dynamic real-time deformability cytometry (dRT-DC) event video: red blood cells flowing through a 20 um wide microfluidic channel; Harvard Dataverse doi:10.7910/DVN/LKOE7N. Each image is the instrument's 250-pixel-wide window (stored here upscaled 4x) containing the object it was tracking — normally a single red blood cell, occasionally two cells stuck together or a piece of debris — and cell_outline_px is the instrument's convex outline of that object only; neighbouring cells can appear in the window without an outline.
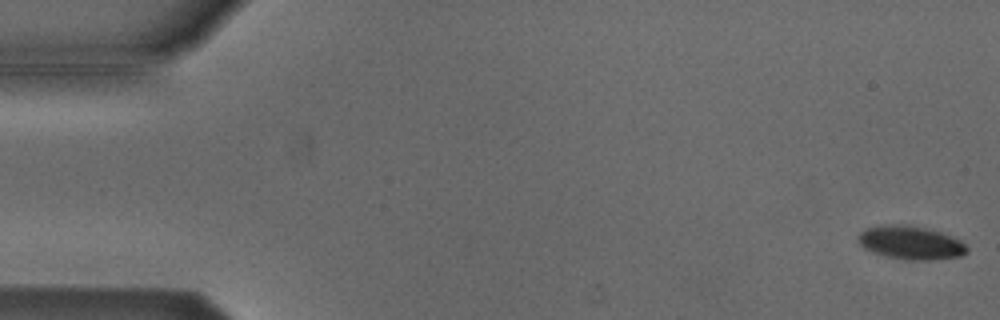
{"species": "Egyptian fruit bat (a non-hibernating species)", "species_latin": "Rousettus aegyptiacus", "temperature_condition": "cold", "stored_images_in_passage": 54, "camera_frame_rate_fps": 3000, "um_per_image_px": 0.085, "animal": {"sex": "male"}, "frame": {"image": 1, "passage_image": 1, "time_ms": 0.0, "image_size_px": [1000, 320], "cell_outline_px": [[968, 252], [960, 256], [928, 260], [908, 260], [888, 256], [872, 252], [864, 248], [860, 244], [856, 236], [864, 228], [884, 224], [908, 224], [928, 228], [952, 236], [960, 240], [968, 248]], "centroid_in_image_um": [77.38, 20.6], "position_along_channel_um": 7.6, "area_um2": 21.39}}
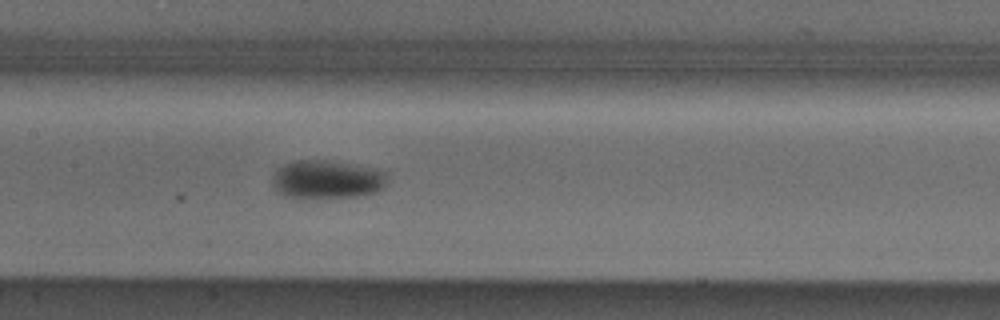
{"frame": {"image": 2, "passage_image": 26, "time_ms": 8.333, "image_size_px": [1000, 320], "cell_outline_px": [[388, 176], [384, 188], [376, 192], [356, 196], [304, 200], [288, 196], [276, 192], [272, 184], [272, 176], [276, 168], [284, 164], [296, 160], [328, 160], [376, 168], [388, 172]], "centroid_in_image_um": [27.77, 15.27], "position_along_channel_um": 179.6, "area_um2": 26.59}}
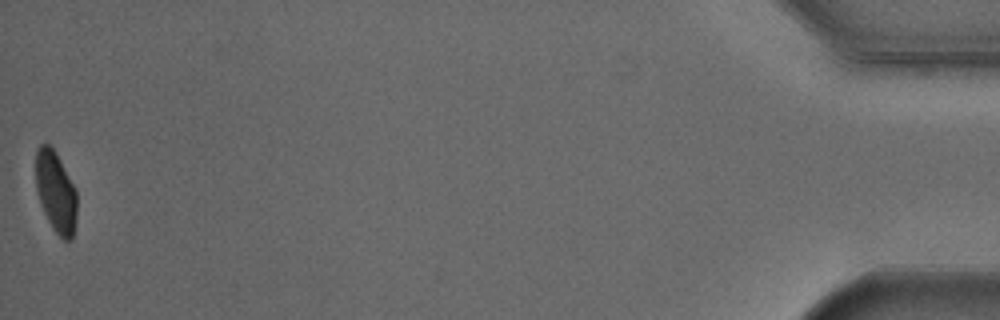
{"frame": {"image": 3, "passage_image": 54, "time_ms": 17.667, "image_size_px": [1000, 320], "cell_outline_px": [[76, 216], [72, 240], [64, 240], [52, 228], [40, 204], [36, 188], [36, 152], [40, 144], [48, 144], [56, 152], [76, 192]], "centroid_in_image_um": [4.73, 16.33], "position_along_channel_um": 430.5, "area_um2": 19.13}, "authors_computed_cell_mechanics": {"area_um2": 22.7154, "velocity_mm_per_s": 3.7955, "shape_relaxation_time_tau1_ms": 9.2219, "shape_relaxation_time_tau2_ms": null, "deformation_change_tau1": 0.1993, "deformation_change_tau2": null}}